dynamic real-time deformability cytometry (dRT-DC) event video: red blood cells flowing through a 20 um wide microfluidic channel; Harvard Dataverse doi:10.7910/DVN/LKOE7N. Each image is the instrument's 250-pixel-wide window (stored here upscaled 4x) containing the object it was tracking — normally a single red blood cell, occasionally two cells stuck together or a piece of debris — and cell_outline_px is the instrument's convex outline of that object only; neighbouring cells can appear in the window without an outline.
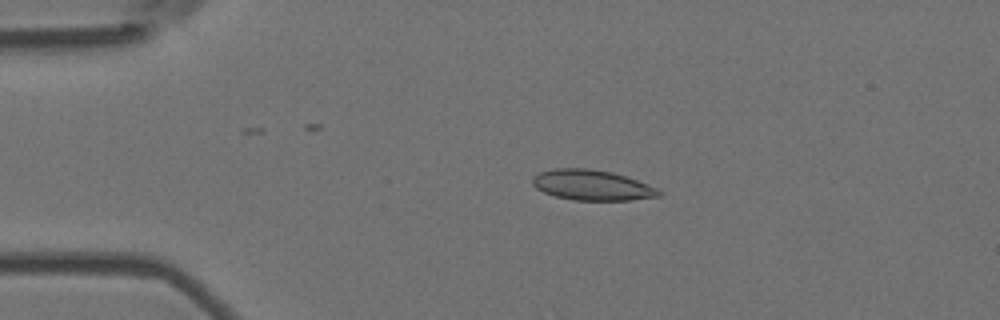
{"species": "Egyptian fruit bat (a non-hibernating species)", "species_latin": "Rousettus aegyptiacus", "temperature_condition": "room temperature", "stored_images_in_passage": 4, "camera_frame_rate_fps": 3000, "um_per_image_px": 0.085, "animal": {"sex": "female"}, "frame": {"image": 1, "passage_image": 3, "time_ms": 0.667, "image_size_px": [1000, 320], "cell_outline_px": [[660, 196], [632, 200], [572, 200], [556, 196], [544, 192], [536, 188], [532, 184], [532, 176], [540, 172], [556, 168], [588, 168], [612, 172], [660, 188]], "centroid_in_image_um": [50.31, 15.73], "position_along_channel_um": 34.7, "area_um2": 22.37}}